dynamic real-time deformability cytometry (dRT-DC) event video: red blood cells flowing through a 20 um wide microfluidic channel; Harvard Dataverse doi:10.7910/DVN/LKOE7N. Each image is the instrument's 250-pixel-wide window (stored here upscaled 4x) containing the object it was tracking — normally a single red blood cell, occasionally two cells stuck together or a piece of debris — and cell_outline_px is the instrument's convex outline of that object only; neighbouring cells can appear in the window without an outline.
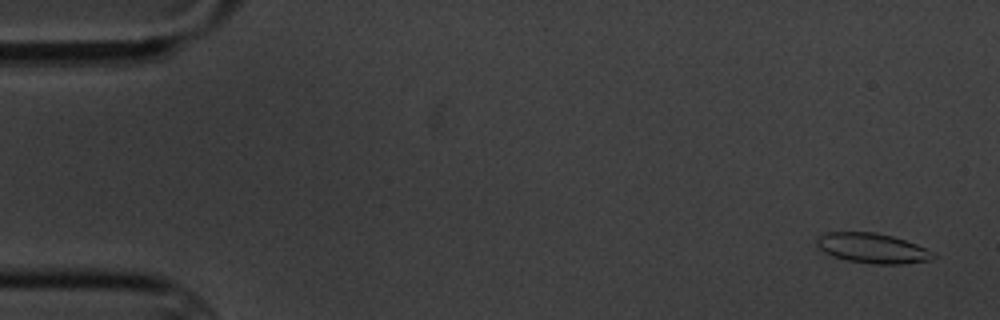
{"species": "common noctule bat (a hibernating species)", "species_latin": "Nyctalus noctula", "temperature_condition": "cold", "stored_images_in_passage": 4, "camera_frame_rate_fps": 3000, "um_per_image_px": 0.085, "animal": {"sex": "male", "body_mass_g": 20.1, "forearm_length_mm": 53.5}, "frame": {"image": 1, "passage_image": 1, "time_ms": 0.0, "image_size_px": [1000, 320], "cell_outline_px": [[936, 256], [928, 260], [904, 264], [872, 264], [848, 260], [832, 256], [824, 252], [816, 244], [816, 240], [820, 236], [828, 232], [876, 232], [892, 236], [916, 244], [932, 252]], "centroid_in_image_um": [74.13, 21.1], "position_along_channel_um": 10.9, "area_um2": 20.11}}